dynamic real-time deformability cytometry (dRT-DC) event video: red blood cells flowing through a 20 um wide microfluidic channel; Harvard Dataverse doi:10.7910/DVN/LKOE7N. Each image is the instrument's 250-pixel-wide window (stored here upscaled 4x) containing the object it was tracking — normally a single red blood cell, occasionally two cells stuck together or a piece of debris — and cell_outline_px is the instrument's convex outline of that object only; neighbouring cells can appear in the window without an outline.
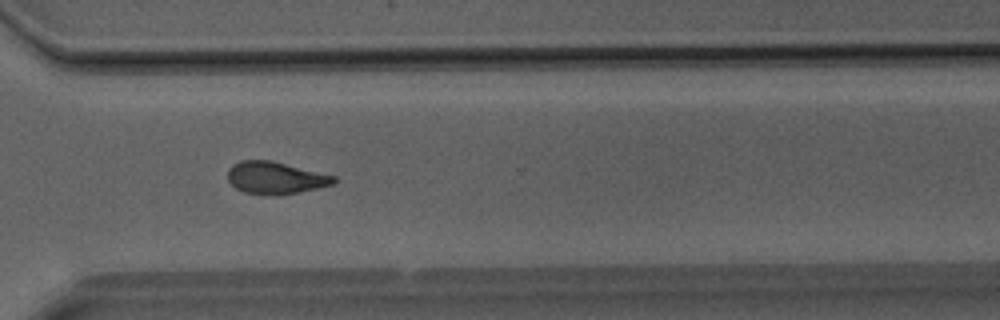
{"species": "Egyptian fruit bat (a non-hibernating species)", "species_latin": "Rousettus aegyptiacus", "temperature_condition": "room temperature", "stored_images_in_passage": 35, "camera_frame_rate_fps": 3000, "um_per_image_px": 0.085, "animal": {"sex": "male"}, "frame": {"image": 1, "passage_image": 25, "time_ms": 8.0, "image_size_px": [1000, 320], "cell_outline_px": [[336, 180], [332, 184], [316, 188], [280, 196], [272, 196], [244, 192], [236, 188], [228, 180], [228, 168], [232, 164], [240, 160], [272, 160], [336, 176]], "centroid_in_image_um": [23.38, 15.11], "position_along_channel_um": 347.2, "area_um2": 20.06}}
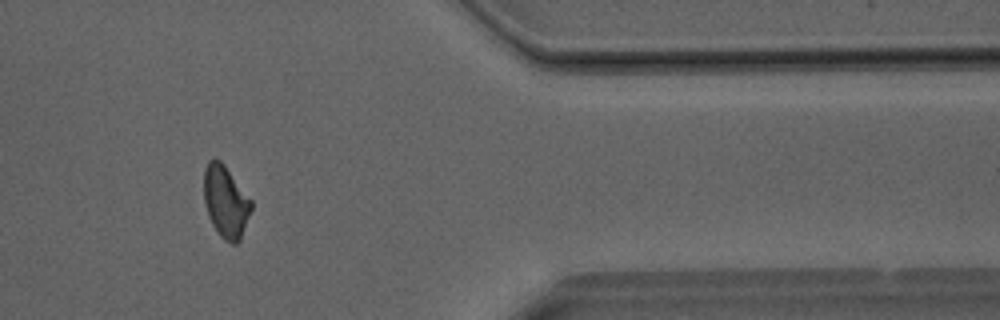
{"frame": {"image": 2, "passage_image": 29, "time_ms": 9.333, "image_size_px": [1000, 320], "cell_outline_px": [[252, 208], [240, 240], [236, 244], [232, 244], [224, 240], [220, 236], [212, 224], [208, 216], [204, 204], [204, 168], [208, 160], [220, 160], [224, 164], [252, 200]], "centroid_in_image_um": [19.18, 17.15], "position_along_channel_um": 392.2, "area_um2": 19.94}}
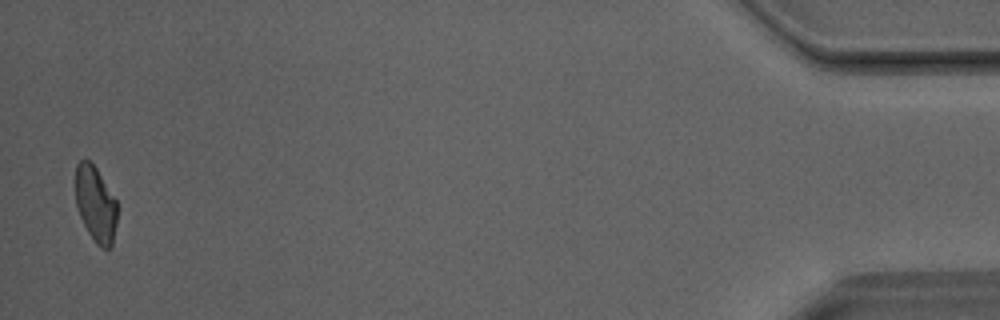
{"frame": {"image": 3, "passage_image": 35, "time_ms": 11.333, "image_size_px": [1000, 320], "cell_outline_px": [[116, 224], [112, 244], [108, 248], [100, 248], [96, 244], [88, 232], [76, 208], [76, 164], [80, 160], [88, 160], [96, 168], [116, 200]], "centroid_in_image_um": [8.11, 17.36], "position_along_channel_um": 427.1, "area_um2": 18.15}}